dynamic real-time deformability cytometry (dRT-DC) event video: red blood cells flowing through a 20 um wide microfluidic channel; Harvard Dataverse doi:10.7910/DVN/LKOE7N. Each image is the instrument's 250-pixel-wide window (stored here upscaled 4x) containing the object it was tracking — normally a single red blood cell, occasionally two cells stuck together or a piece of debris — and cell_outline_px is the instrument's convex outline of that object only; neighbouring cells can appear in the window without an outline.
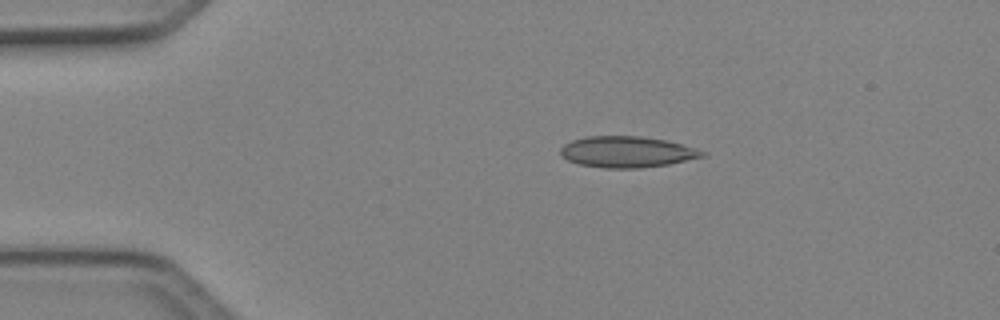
{"species": "Egyptian fruit bat (a non-hibernating species)", "species_latin": "Rousettus aegyptiacus", "temperature_condition": "cold", "stored_images_in_passage": 4, "camera_frame_rate_fps": 3000, "um_per_image_px": 0.085, "animal": {"sex": "female"}, "frame": {"image": 1, "passage_image": 2, "time_ms": 0.333, "image_size_px": [1000, 320], "cell_outline_px": [[708, 156], [668, 164], [640, 168], [604, 168], [580, 164], [568, 160], [560, 156], [560, 148], [564, 144], [572, 140], [588, 136], [640, 136], [664, 140], [696, 148], [708, 152]], "centroid_in_image_um": [53.3, 12.91], "position_along_channel_um": 31.7, "area_um2": 25.78}}
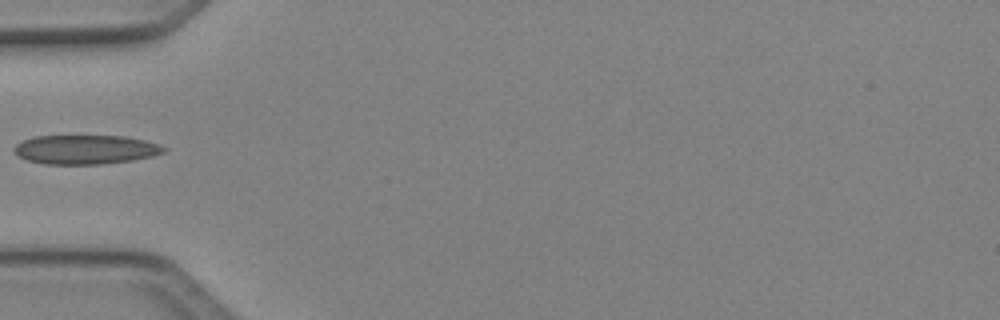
{"frame": {"image": 2, "passage_image": 4, "time_ms": 1.0, "image_size_px": [1000, 320], "cell_outline_px": [[168, 148], [164, 152], [152, 156], [132, 160], [100, 164], [44, 164], [28, 160], [16, 156], [12, 152], [12, 148], [16, 144], [32, 136], [124, 136], [144, 140], [160, 144]], "centroid_in_image_um": [7.23, 12.71], "position_along_channel_um": 77.8, "area_um2": 25.61}}